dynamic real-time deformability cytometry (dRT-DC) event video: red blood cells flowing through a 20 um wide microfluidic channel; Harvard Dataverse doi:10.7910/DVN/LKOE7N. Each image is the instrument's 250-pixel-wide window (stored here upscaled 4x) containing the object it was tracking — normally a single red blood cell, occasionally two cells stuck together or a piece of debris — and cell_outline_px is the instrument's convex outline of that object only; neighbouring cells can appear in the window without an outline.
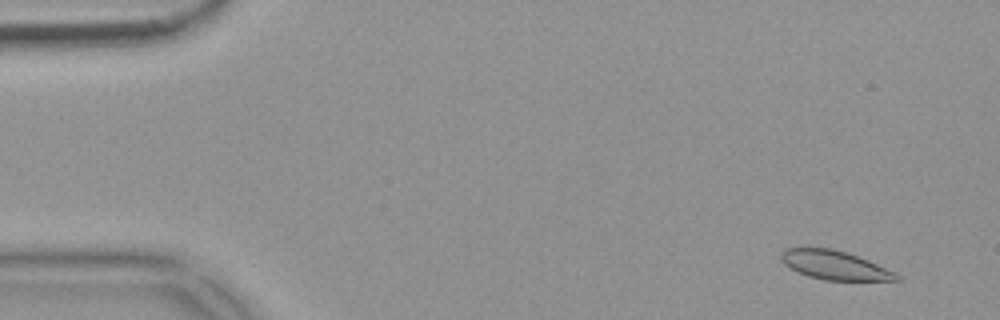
{"species": "common noctule bat (a hibernating species)", "species_latin": "Nyctalus noctula", "temperature_condition": "warm", "stored_images_in_passage": 55, "camera_frame_rate_fps": 3000, "um_per_image_px": 0.085, "animal": {"sex": "female", "body_mass_g": 18.4}, "frame": {"image": 1, "passage_image": 4, "time_ms": 1.0, "image_size_px": [1000, 320], "cell_outline_px": [[900, 280], [824, 280], [808, 276], [796, 272], [784, 264], [780, 256], [784, 248], [832, 248], [868, 260], [896, 272], [900, 276]], "centroid_in_image_um": [70.93, 22.54], "position_along_channel_um": 14.1, "area_um2": 19.31}}
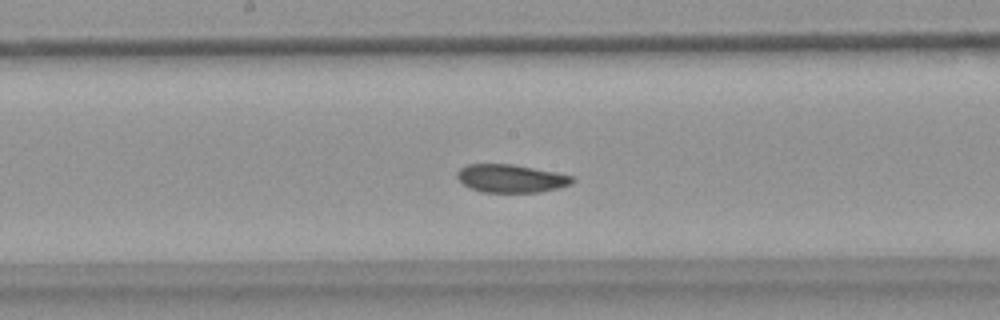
{"frame": {"image": 2, "passage_image": 29, "time_ms": 9.333, "image_size_px": [1000, 320], "cell_outline_px": [[576, 180], [572, 184], [556, 188], [536, 192], [480, 192], [464, 184], [456, 176], [456, 172], [460, 168], [468, 164], [512, 164], [556, 172], [572, 176]], "centroid_in_image_um": [43.43, 15.16], "position_along_channel_um": 204.8, "area_um2": 18.73}}
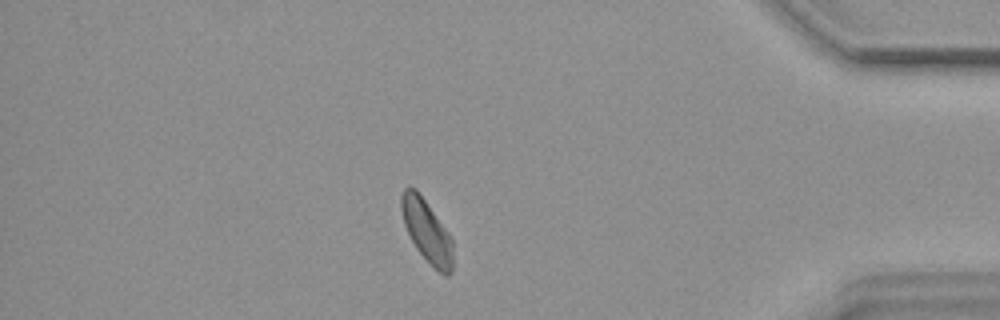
{"frame": {"image": 3, "passage_image": 48, "time_ms": 15.667, "image_size_px": [1000, 320], "cell_outline_px": [[452, 272], [448, 276], [444, 276], [416, 248], [404, 224], [400, 208], [400, 196], [404, 188], [408, 184], [416, 188], [448, 232], [452, 240]], "centroid_in_image_um": [36.25, 19.57], "position_along_channel_um": 398.9, "area_um2": 18.55}, "authors_computed_cell_mechanics": {"area_um2": 19.5364, "velocity_mm_per_s": 3.657, "shape_relaxation_time_tau1_ms": 9.1702, "shape_relaxation_time_tau2_ms": 3.34, "deformation_change_tau1": 0.1292, "deformation_change_tau2": 0.0696}}